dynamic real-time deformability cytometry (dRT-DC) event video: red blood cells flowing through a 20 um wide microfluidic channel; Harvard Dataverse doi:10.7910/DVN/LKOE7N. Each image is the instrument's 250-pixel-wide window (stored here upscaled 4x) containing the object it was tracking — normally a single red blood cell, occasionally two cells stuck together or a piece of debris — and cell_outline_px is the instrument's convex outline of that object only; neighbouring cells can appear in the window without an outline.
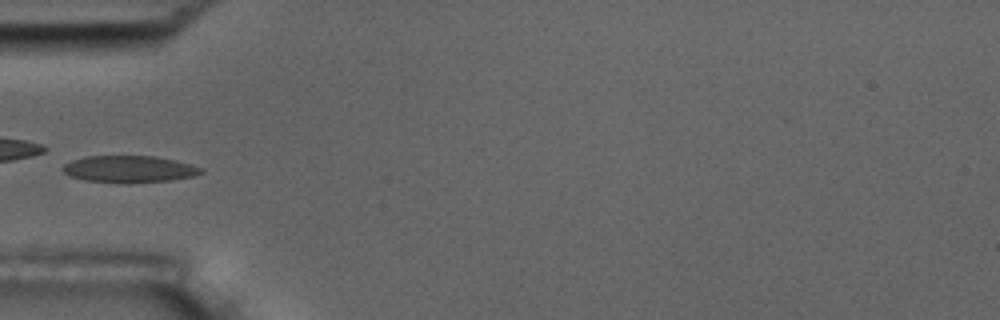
{"species": "common noctule bat (a hibernating species)", "species_latin": "Nyctalus noctula", "temperature_condition": "room temperature", "stored_images_in_passage": 9, "camera_frame_rate_fps": 3000, "um_per_image_px": 0.085, "animal": {"sex": "male", "body_mass_g": 17.5, "forearm_length_mm": 52.3}, "frame": {"image": 1, "passage_image": 6, "time_ms": 6.0, "image_size_px": [1000, 320], "cell_outline_px": [[204, 172], [196, 176], [172, 180], [128, 184], [84, 180], [68, 176], [60, 168], [64, 164], [72, 160], [84, 156], [156, 156], [176, 160], [204, 168]], "centroid_in_image_um": [10.99, 14.38], "position_along_channel_um": 74.0, "area_um2": 22.14}}
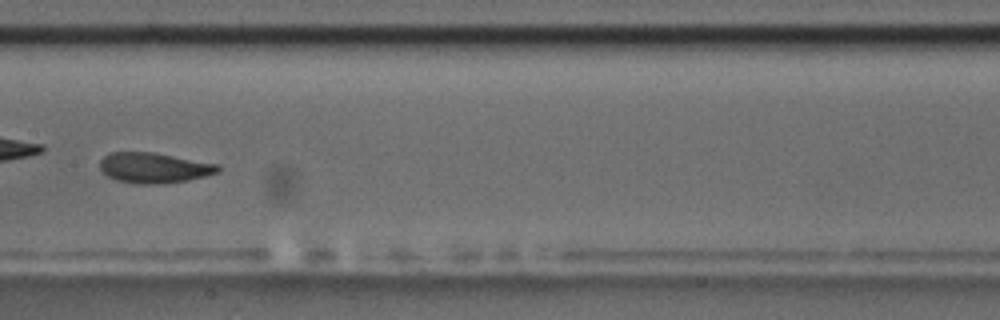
{"frame": {"image": 2, "passage_image": 9, "time_ms": 9.333, "image_size_px": [1000, 320], "cell_outline_px": [[220, 172], [188, 180], [164, 184], [136, 184], [116, 180], [108, 176], [100, 168], [100, 160], [108, 152], [152, 152], [220, 164]], "centroid_in_image_um": [13.1, 14.27], "position_along_channel_um": 194.3, "area_um2": 21.04}}